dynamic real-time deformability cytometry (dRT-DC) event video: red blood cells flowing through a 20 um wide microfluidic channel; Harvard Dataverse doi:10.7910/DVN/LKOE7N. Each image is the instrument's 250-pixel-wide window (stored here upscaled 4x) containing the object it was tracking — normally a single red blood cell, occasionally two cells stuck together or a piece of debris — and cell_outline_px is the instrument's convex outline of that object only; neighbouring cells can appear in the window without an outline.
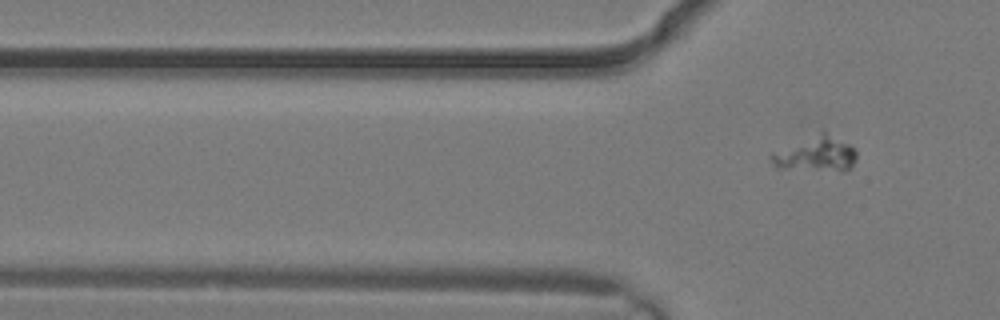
{"species": "common noctule bat (a hibernating species)", "species_latin": "Nyctalus noctula", "temperature_condition": "warm", "stored_images_in_passage": 4, "camera_frame_rate_fps": 3000, "um_per_image_px": 0.085, "animal": {"sex": "male", "body_mass_g": 19.2, "forearm_length_mm": 51.8}, "frame": {"image": 1, "passage_image": 4, "time_ms": 1.0, "image_size_px": [1000, 320], "cell_outline_px": [[856, 156], [852, 164], [848, 168], [780, 168], [768, 156], [772, 152], [824, 132], [848, 144], [856, 152]], "centroid_in_image_um": [69.31, 13.07], "position_along_channel_um": 56.5, "area_um2": 15.72}}